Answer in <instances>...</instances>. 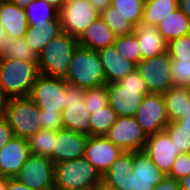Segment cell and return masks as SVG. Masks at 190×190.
I'll return each instance as SVG.
<instances>
[{"instance_id":"1","label":"cell","mask_w":190,"mask_h":190,"mask_svg":"<svg viewBox=\"0 0 190 190\" xmlns=\"http://www.w3.org/2000/svg\"><path fill=\"white\" fill-rule=\"evenodd\" d=\"M39 75L37 61L0 58V92L7 99L29 97Z\"/></svg>"},{"instance_id":"2","label":"cell","mask_w":190,"mask_h":190,"mask_svg":"<svg viewBox=\"0 0 190 190\" xmlns=\"http://www.w3.org/2000/svg\"><path fill=\"white\" fill-rule=\"evenodd\" d=\"M108 104L118 117H134L146 94H149L146 81L138 69L118 82L107 84Z\"/></svg>"},{"instance_id":"3","label":"cell","mask_w":190,"mask_h":190,"mask_svg":"<svg viewBox=\"0 0 190 190\" xmlns=\"http://www.w3.org/2000/svg\"><path fill=\"white\" fill-rule=\"evenodd\" d=\"M78 39L62 32L50 40L38 55L39 73L48 77L65 78Z\"/></svg>"},{"instance_id":"4","label":"cell","mask_w":190,"mask_h":190,"mask_svg":"<svg viewBox=\"0 0 190 190\" xmlns=\"http://www.w3.org/2000/svg\"><path fill=\"white\" fill-rule=\"evenodd\" d=\"M64 79L84 89L107 84L98 51L77 46Z\"/></svg>"},{"instance_id":"5","label":"cell","mask_w":190,"mask_h":190,"mask_svg":"<svg viewBox=\"0 0 190 190\" xmlns=\"http://www.w3.org/2000/svg\"><path fill=\"white\" fill-rule=\"evenodd\" d=\"M54 181L58 190H92L102 175L82 157L55 164Z\"/></svg>"},{"instance_id":"6","label":"cell","mask_w":190,"mask_h":190,"mask_svg":"<svg viewBox=\"0 0 190 190\" xmlns=\"http://www.w3.org/2000/svg\"><path fill=\"white\" fill-rule=\"evenodd\" d=\"M164 177L145 150L133 151L132 171L122 179H102L116 190H152Z\"/></svg>"},{"instance_id":"7","label":"cell","mask_w":190,"mask_h":190,"mask_svg":"<svg viewBox=\"0 0 190 190\" xmlns=\"http://www.w3.org/2000/svg\"><path fill=\"white\" fill-rule=\"evenodd\" d=\"M5 117L18 138L28 139L42 129L40 109L30 97L9 98Z\"/></svg>"},{"instance_id":"8","label":"cell","mask_w":190,"mask_h":190,"mask_svg":"<svg viewBox=\"0 0 190 190\" xmlns=\"http://www.w3.org/2000/svg\"><path fill=\"white\" fill-rule=\"evenodd\" d=\"M66 83L64 78L40 74L32 86L29 97L40 112H62L66 106Z\"/></svg>"},{"instance_id":"9","label":"cell","mask_w":190,"mask_h":190,"mask_svg":"<svg viewBox=\"0 0 190 190\" xmlns=\"http://www.w3.org/2000/svg\"><path fill=\"white\" fill-rule=\"evenodd\" d=\"M66 106L62 111L64 129L90 136V112L84 103L85 89L66 83Z\"/></svg>"},{"instance_id":"10","label":"cell","mask_w":190,"mask_h":190,"mask_svg":"<svg viewBox=\"0 0 190 190\" xmlns=\"http://www.w3.org/2000/svg\"><path fill=\"white\" fill-rule=\"evenodd\" d=\"M58 15L63 32L76 39L100 16L88 0H68Z\"/></svg>"},{"instance_id":"11","label":"cell","mask_w":190,"mask_h":190,"mask_svg":"<svg viewBox=\"0 0 190 190\" xmlns=\"http://www.w3.org/2000/svg\"><path fill=\"white\" fill-rule=\"evenodd\" d=\"M170 67L171 57L168 51L138 63L137 69L145 79L149 93L164 94L174 86Z\"/></svg>"},{"instance_id":"12","label":"cell","mask_w":190,"mask_h":190,"mask_svg":"<svg viewBox=\"0 0 190 190\" xmlns=\"http://www.w3.org/2000/svg\"><path fill=\"white\" fill-rule=\"evenodd\" d=\"M54 172L50 158L30 154L14 178L33 190H47L55 187Z\"/></svg>"},{"instance_id":"13","label":"cell","mask_w":190,"mask_h":190,"mask_svg":"<svg viewBox=\"0 0 190 190\" xmlns=\"http://www.w3.org/2000/svg\"><path fill=\"white\" fill-rule=\"evenodd\" d=\"M134 117L147 136L165 131L169 120L162 94H146Z\"/></svg>"},{"instance_id":"14","label":"cell","mask_w":190,"mask_h":190,"mask_svg":"<svg viewBox=\"0 0 190 190\" xmlns=\"http://www.w3.org/2000/svg\"><path fill=\"white\" fill-rule=\"evenodd\" d=\"M105 137L123 151L132 152L144 150L148 136L135 117L122 116L117 118Z\"/></svg>"},{"instance_id":"15","label":"cell","mask_w":190,"mask_h":190,"mask_svg":"<svg viewBox=\"0 0 190 190\" xmlns=\"http://www.w3.org/2000/svg\"><path fill=\"white\" fill-rule=\"evenodd\" d=\"M144 150L164 175L170 173L176 157L181 154L166 131L149 135Z\"/></svg>"},{"instance_id":"16","label":"cell","mask_w":190,"mask_h":190,"mask_svg":"<svg viewBox=\"0 0 190 190\" xmlns=\"http://www.w3.org/2000/svg\"><path fill=\"white\" fill-rule=\"evenodd\" d=\"M123 152L105 136H89L84 157L103 175Z\"/></svg>"},{"instance_id":"17","label":"cell","mask_w":190,"mask_h":190,"mask_svg":"<svg viewBox=\"0 0 190 190\" xmlns=\"http://www.w3.org/2000/svg\"><path fill=\"white\" fill-rule=\"evenodd\" d=\"M88 138L87 134L64 128L56 131L53 144L54 164L84 157Z\"/></svg>"},{"instance_id":"18","label":"cell","mask_w":190,"mask_h":190,"mask_svg":"<svg viewBox=\"0 0 190 190\" xmlns=\"http://www.w3.org/2000/svg\"><path fill=\"white\" fill-rule=\"evenodd\" d=\"M30 155L27 139L14 137L0 149V175L14 178Z\"/></svg>"},{"instance_id":"19","label":"cell","mask_w":190,"mask_h":190,"mask_svg":"<svg viewBox=\"0 0 190 190\" xmlns=\"http://www.w3.org/2000/svg\"><path fill=\"white\" fill-rule=\"evenodd\" d=\"M107 84L118 82L137 69V65L116 49L114 45L98 50Z\"/></svg>"},{"instance_id":"20","label":"cell","mask_w":190,"mask_h":190,"mask_svg":"<svg viewBox=\"0 0 190 190\" xmlns=\"http://www.w3.org/2000/svg\"><path fill=\"white\" fill-rule=\"evenodd\" d=\"M134 33L137 36L142 60L155 57L167 51L168 43L159 33L156 25L140 22L135 26Z\"/></svg>"},{"instance_id":"21","label":"cell","mask_w":190,"mask_h":190,"mask_svg":"<svg viewBox=\"0 0 190 190\" xmlns=\"http://www.w3.org/2000/svg\"><path fill=\"white\" fill-rule=\"evenodd\" d=\"M0 23L13 39L24 37L29 27L25 9L8 0L0 2Z\"/></svg>"},{"instance_id":"22","label":"cell","mask_w":190,"mask_h":190,"mask_svg":"<svg viewBox=\"0 0 190 190\" xmlns=\"http://www.w3.org/2000/svg\"><path fill=\"white\" fill-rule=\"evenodd\" d=\"M115 39L113 31L99 16L78 39V46L98 51L114 45Z\"/></svg>"},{"instance_id":"23","label":"cell","mask_w":190,"mask_h":190,"mask_svg":"<svg viewBox=\"0 0 190 190\" xmlns=\"http://www.w3.org/2000/svg\"><path fill=\"white\" fill-rule=\"evenodd\" d=\"M62 32V25L58 18L51 25L29 24L24 39L38 56L46 44Z\"/></svg>"},{"instance_id":"24","label":"cell","mask_w":190,"mask_h":190,"mask_svg":"<svg viewBox=\"0 0 190 190\" xmlns=\"http://www.w3.org/2000/svg\"><path fill=\"white\" fill-rule=\"evenodd\" d=\"M159 33L169 43L190 34V18L178 7L157 25Z\"/></svg>"},{"instance_id":"25","label":"cell","mask_w":190,"mask_h":190,"mask_svg":"<svg viewBox=\"0 0 190 190\" xmlns=\"http://www.w3.org/2000/svg\"><path fill=\"white\" fill-rule=\"evenodd\" d=\"M169 122L184 117L190 102V87L173 86L162 94Z\"/></svg>"},{"instance_id":"26","label":"cell","mask_w":190,"mask_h":190,"mask_svg":"<svg viewBox=\"0 0 190 190\" xmlns=\"http://www.w3.org/2000/svg\"><path fill=\"white\" fill-rule=\"evenodd\" d=\"M178 8V0H149L144 3L143 18L141 22L158 25Z\"/></svg>"},{"instance_id":"27","label":"cell","mask_w":190,"mask_h":190,"mask_svg":"<svg viewBox=\"0 0 190 190\" xmlns=\"http://www.w3.org/2000/svg\"><path fill=\"white\" fill-rule=\"evenodd\" d=\"M28 24L51 25L59 11L45 0H34L25 8Z\"/></svg>"},{"instance_id":"28","label":"cell","mask_w":190,"mask_h":190,"mask_svg":"<svg viewBox=\"0 0 190 190\" xmlns=\"http://www.w3.org/2000/svg\"><path fill=\"white\" fill-rule=\"evenodd\" d=\"M117 118L116 112L109 104L100 109L92 110L90 114V136H105Z\"/></svg>"},{"instance_id":"29","label":"cell","mask_w":190,"mask_h":190,"mask_svg":"<svg viewBox=\"0 0 190 190\" xmlns=\"http://www.w3.org/2000/svg\"><path fill=\"white\" fill-rule=\"evenodd\" d=\"M56 131L41 129L27 139L30 154L48 157L53 161V144Z\"/></svg>"},{"instance_id":"30","label":"cell","mask_w":190,"mask_h":190,"mask_svg":"<svg viewBox=\"0 0 190 190\" xmlns=\"http://www.w3.org/2000/svg\"><path fill=\"white\" fill-rule=\"evenodd\" d=\"M0 58L37 61L38 56L28 46L24 37H20L17 39L9 38L6 41L5 46L0 51Z\"/></svg>"},{"instance_id":"31","label":"cell","mask_w":190,"mask_h":190,"mask_svg":"<svg viewBox=\"0 0 190 190\" xmlns=\"http://www.w3.org/2000/svg\"><path fill=\"white\" fill-rule=\"evenodd\" d=\"M100 17L110 27L116 37L134 32L135 26L111 5L100 14Z\"/></svg>"},{"instance_id":"32","label":"cell","mask_w":190,"mask_h":190,"mask_svg":"<svg viewBox=\"0 0 190 190\" xmlns=\"http://www.w3.org/2000/svg\"><path fill=\"white\" fill-rule=\"evenodd\" d=\"M111 6L134 26L142 21L144 3L141 0H111Z\"/></svg>"},{"instance_id":"33","label":"cell","mask_w":190,"mask_h":190,"mask_svg":"<svg viewBox=\"0 0 190 190\" xmlns=\"http://www.w3.org/2000/svg\"><path fill=\"white\" fill-rule=\"evenodd\" d=\"M114 46L124 58H127L136 65L142 60L139 43L134 32L116 37Z\"/></svg>"},{"instance_id":"34","label":"cell","mask_w":190,"mask_h":190,"mask_svg":"<svg viewBox=\"0 0 190 190\" xmlns=\"http://www.w3.org/2000/svg\"><path fill=\"white\" fill-rule=\"evenodd\" d=\"M133 168V151H124L111 167L102 175V179L125 178Z\"/></svg>"},{"instance_id":"35","label":"cell","mask_w":190,"mask_h":190,"mask_svg":"<svg viewBox=\"0 0 190 190\" xmlns=\"http://www.w3.org/2000/svg\"><path fill=\"white\" fill-rule=\"evenodd\" d=\"M165 131L169 134L181 153H190V133L182 128V125L178 121L169 122Z\"/></svg>"},{"instance_id":"36","label":"cell","mask_w":190,"mask_h":190,"mask_svg":"<svg viewBox=\"0 0 190 190\" xmlns=\"http://www.w3.org/2000/svg\"><path fill=\"white\" fill-rule=\"evenodd\" d=\"M84 103L87 109L92 113V110L100 109L108 104V90L107 84L85 89Z\"/></svg>"},{"instance_id":"37","label":"cell","mask_w":190,"mask_h":190,"mask_svg":"<svg viewBox=\"0 0 190 190\" xmlns=\"http://www.w3.org/2000/svg\"><path fill=\"white\" fill-rule=\"evenodd\" d=\"M170 68L174 86L190 87V60H171Z\"/></svg>"},{"instance_id":"38","label":"cell","mask_w":190,"mask_h":190,"mask_svg":"<svg viewBox=\"0 0 190 190\" xmlns=\"http://www.w3.org/2000/svg\"><path fill=\"white\" fill-rule=\"evenodd\" d=\"M167 51L171 60H190V34L170 41Z\"/></svg>"},{"instance_id":"39","label":"cell","mask_w":190,"mask_h":190,"mask_svg":"<svg viewBox=\"0 0 190 190\" xmlns=\"http://www.w3.org/2000/svg\"><path fill=\"white\" fill-rule=\"evenodd\" d=\"M190 175V153L178 155L172 164L171 171L167 175L175 180H180L183 177Z\"/></svg>"},{"instance_id":"40","label":"cell","mask_w":190,"mask_h":190,"mask_svg":"<svg viewBox=\"0 0 190 190\" xmlns=\"http://www.w3.org/2000/svg\"><path fill=\"white\" fill-rule=\"evenodd\" d=\"M41 113V123L42 129L58 131L63 129L62 124V112H40Z\"/></svg>"},{"instance_id":"41","label":"cell","mask_w":190,"mask_h":190,"mask_svg":"<svg viewBox=\"0 0 190 190\" xmlns=\"http://www.w3.org/2000/svg\"><path fill=\"white\" fill-rule=\"evenodd\" d=\"M15 137L6 117L0 120V149Z\"/></svg>"},{"instance_id":"42","label":"cell","mask_w":190,"mask_h":190,"mask_svg":"<svg viewBox=\"0 0 190 190\" xmlns=\"http://www.w3.org/2000/svg\"><path fill=\"white\" fill-rule=\"evenodd\" d=\"M152 190H181L179 180L170 178L167 175L160 180V183L157 184Z\"/></svg>"},{"instance_id":"43","label":"cell","mask_w":190,"mask_h":190,"mask_svg":"<svg viewBox=\"0 0 190 190\" xmlns=\"http://www.w3.org/2000/svg\"><path fill=\"white\" fill-rule=\"evenodd\" d=\"M6 190H33L15 178H6Z\"/></svg>"},{"instance_id":"44","label":"cell","mask_w":190,"mask_h":190,"mask_svg":"<svg viewBox=\"0 0 190 190\" xmlns=\"http://www.w3.org/2000/svg\"><path fill=\"white\" fill-rule=\"evenodd\" d=\"M88 1L99 14H101L111 5V0H88Z\"/></svg>"},{"instance_id":"45","label":"cell","mask_w":190,"mask_h":190,"mask_svg":"<svg viewBox=\"0 0 190 190\" xmlns=\"http://www.w3.org/2000/svg\"><path fill=\"white\" fill-rule=\"evenodd\" d=\"M178 122L182 125V128L186 129L190 133V102H188V108L184 117L179 119Z\"/></svg>"},{"instance_id":"46","label":"cell","mask_w":190,"mask_h":190,"mask_svg":"<svg viewBox=\"0 0 190 190\" xmlns=\"http://www.w3.org/2000/svg\"><path fill=\"white\" fill-rule=\"evenodd\" d=\"M178 7L190 18V0H178Z\"/></svg>"},{"instance_id":"47","label":"cell","mask_w":190,"mask_h":190,"mask_svg":"<svg viewBox=\"0 0 190 190\" xmlns=\"http://www.w3.org/2000/svg\"><path fill=\"white\" fill-rule=\"evenodd\" d=\"M8 39L9 37L5 31V28L0 23V51L3 49Z\"/></svg>"},{"instance_id":"48","label":"cell","mask_w":190,"mask_h":190,"mask_svg":"<svg viewBox=\"0 0 190 190\" xmlns=\"http://www.w3.org/2000/svg\"><path fill=\"white\" fill-rule=\"evenodd\" d=\"M7 100L0 92V120L5 117Z\"/></svg>"},{"instance_id":"49","label":"cell","mask_w":190,"mask_h":190,"mask_svg":"<svg viewBox=\"0 0 190 190\" xmlns=\"http://www.w3.org/2000/svg\"><path fill=\"white\" fill-rule=\"evenodd\" d=\"M181 190H190V175L179 180Z\"/></svg>"},{"instance_id":"50","label":"cell","mask_w":190,"mask_h":190,"mask_svg":"<svg viewBox=\"0 0 190 190\" xmlns=\"http://www.w3.org/2000/svg\"><path fill=\"white\" fill-rule=\"evenodd\" d=\"M48 4L55 7L58 11L61 9V7L64 5L66 0H45Z\"/></svg>"},{"instance_id":"51","label":"cell","mask_w":190,"mask_h":190,"mask_svg":"<svg viewBox=\"0 0 190 190\" xmlns=\"http://www.w3.org/2000/svg\"><path fill=\"white\" fill-rule=\"evenodd\" d=\"M8 1H10V2L16 4L17 6H19V7L22 8V9H25L26 6H27L30 2L34 1V0H8Z\"/></svg>"},{"instance_id":"52","label":"cell","mask_w":190,"mask_h":190,"mask_svg":"<svg viewBox=\"0 0 190 190\" xmlns=\"http://www.w3.org/2000/svg\"><path fill=\"white\" fill-rule=\"evenodd\" d=\"M92 190H116V189L108 186L104 182H101L100 184L96 185Z\"/></svg>"},{"instance_id":"53","label":"cell","mask_w":190,"mask_h":190,"mask_svg":"<svg viewBox=\"0 0 190 190\" xmlns=\"http://www.w3.org/2000/svg\"><path fill=\"white\" fill-rule=\"evenodd\" d=\"M0 190H6V177L0 175Z\"/></svg>"},{"instance_id":"54","label":"cell","mask_w":190,"mask_h":190,"mask_svg":"<svg viewBox=\"0 0 190 190\" xmlns=\"http://www.w3.org/2000/svg\"><path fill=\"white\" fill-rule=\"evenodd\" d=\"M47 190H58V189L53 187V188H50V189H47Z\"/></svg>"},{"instance_id":"55","label":"cell","mask_w":190,"mask_h":190,"mask_svg":"<svg viewBox=\"0 0 190 190\" xmlns=\"http://www.w3.org/2000/svg\"><path fill=\"white\" fill-rule=\"evenodd\" d=\"M143 3H146V2H148L149 0H141Z\"/></svg>"}]
</instances>
